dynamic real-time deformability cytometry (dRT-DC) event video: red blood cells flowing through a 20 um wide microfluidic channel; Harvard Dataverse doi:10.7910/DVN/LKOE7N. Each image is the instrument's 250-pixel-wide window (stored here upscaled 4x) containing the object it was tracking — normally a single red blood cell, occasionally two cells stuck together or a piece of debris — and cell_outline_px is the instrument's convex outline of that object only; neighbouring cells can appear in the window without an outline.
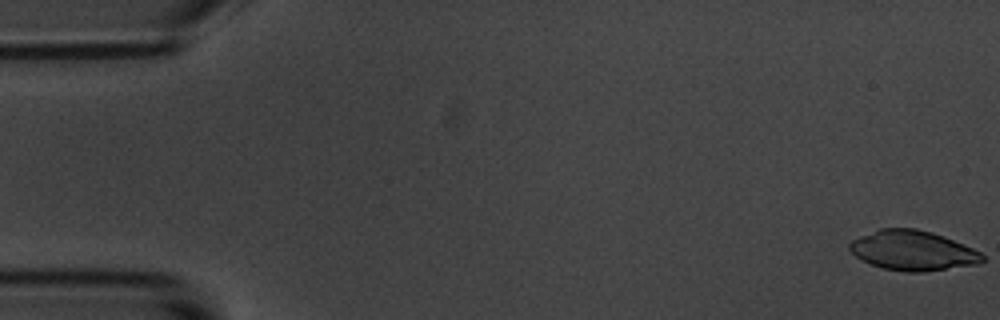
{"species": "common noctule bat (a hibernating species)", "species_latin": "Nyctalus noctula", "temperature_condition": "room temperature", "stored_images_in_passage": 55, "camera_frame_rate_fps": 3000, "um_per_image_px": 0.085, "animal": {"sex": "male", "body_mass_g": 20.1, "forearm_length_mm": 53.5}, "frame": {"image": 1, "passage_image": 1, "time_ms": 0.0, "image_size_px": [1000, 320], "cell_outline_px": [[984, 260], [980, 264], [924, 272], [904, 272], [884, 268], [872, 264], [856, 256], [848, 248], [848, 244], [852, 240], [860, 236], [880, 228], [916, 228], [932, 232], [972, 248], [980, 252], [984, 256]], "centroid_in_image_um": [77.59, 21.3], "position_along_channel_um": 7.4, "area_um2": 30.69}}